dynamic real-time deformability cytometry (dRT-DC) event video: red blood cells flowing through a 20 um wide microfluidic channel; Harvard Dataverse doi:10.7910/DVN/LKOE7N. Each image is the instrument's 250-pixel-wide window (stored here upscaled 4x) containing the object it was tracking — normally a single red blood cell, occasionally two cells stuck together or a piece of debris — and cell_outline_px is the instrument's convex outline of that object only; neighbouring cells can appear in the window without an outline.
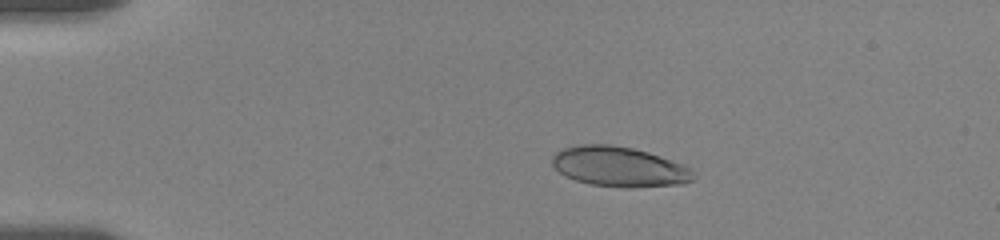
{"species": "human", "species_latin": "Homo sapiens", "temperature_condition": "room temperature", "stored_images_in_passage": 24, "camera_frame_rate_fps": 3000, "um_per_image_px": 0.085, "donor": {"sex": "female"}, "frame": {"image": 1, "passage_image": 16, "time_ms": 3.667, "image_size_px": [1000, 240], "cell_outline_px": [[696, 180], [684, 184], [632, 188], [624, 188], [592, 184], [576, 180], [564, 176], [552, 164], [552, 156], [556, 152], [564, 148], [580, 144], [612, 144], [632, 148], [648, 152], [684, 164], [692, 168]], "centroid_in_image_um": [52.69, 14.18], "position_along_channel_um": 32.3, "area_um2": 33.29}}